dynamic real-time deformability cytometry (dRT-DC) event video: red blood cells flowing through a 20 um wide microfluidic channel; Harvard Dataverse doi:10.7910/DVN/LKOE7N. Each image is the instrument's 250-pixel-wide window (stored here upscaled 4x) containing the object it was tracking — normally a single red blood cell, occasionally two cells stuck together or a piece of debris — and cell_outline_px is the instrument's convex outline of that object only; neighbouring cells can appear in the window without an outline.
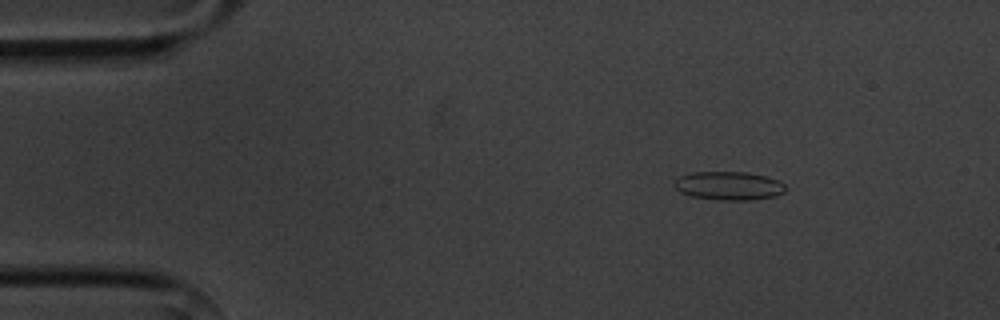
{"species": "common noctule bat (a hibernating species)", "species_latin": "Nyctalus noctula", "temperature_condition": "cold", "stored_images_in_passage": 5, "camera_frame_rate_fps": 3000, "um_per_image_px": 0.085, "animal": {"sex": "male", "body_mass_g": 20.1, "forearm_length_mm": 53.5}, "frame": {"image": 1, "passage_image": 3, "time_ms": 2.333, "image_size_px": [1000, 320], "cell_outline_px": [[788, 188], [784, 192], [776, 196], [752, 200], [716, 200], [688, 196], [680, 192], [676, 188], [676, 180], [680, 176], [692, 172], [748, 172], [768, 176], [780, 180]], "centroid_in_image_um": [62.0, 15.79], "position_along_channel_um": 23.0, "area_um2": 18.79}}